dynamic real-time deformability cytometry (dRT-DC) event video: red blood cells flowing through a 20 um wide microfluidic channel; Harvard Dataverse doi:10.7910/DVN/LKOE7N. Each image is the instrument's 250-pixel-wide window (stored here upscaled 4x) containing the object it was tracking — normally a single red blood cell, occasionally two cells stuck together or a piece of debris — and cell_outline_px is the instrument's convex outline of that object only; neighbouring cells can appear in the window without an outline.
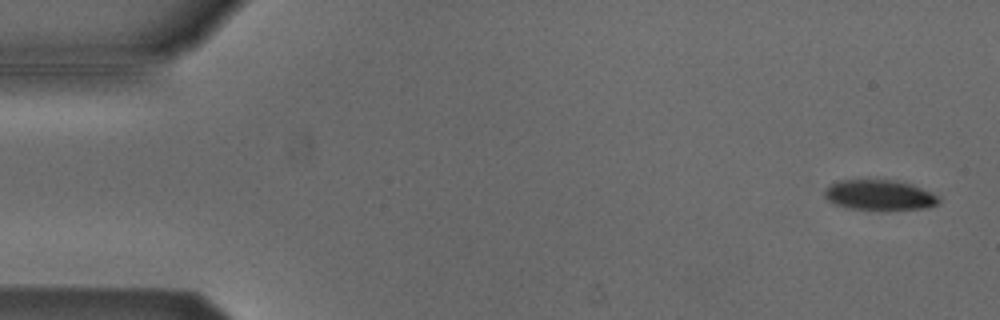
{"species": "Egyptian fruit bat (a non-hibernating species)", "species_latin": "Rousettus aegyptiacus", "temperature_condition": "cold", "stored_images_in_passage": 53, "camera_frame_rate_fps": 3000, "um_per_image_px": 0.085, "animal": {"sex": "male"}, "frame": {"image": 1, "passage_image": 2, "time_ms": 0.333, "image_size_px": [1000, 320], "cell_outline_px": [[940, 204], [928, 208], [888, 212], [876, 212], [848, 208], [832, 204], [824, 196], [824, 188], [828, 184], [840, 180], [896, 180], [912, 184], [932, 192], [940, 196]], "centroid_in_image_um": [74.78, 16.63], "position_along_channel_um": 10.2, "area_um2": 21.39}}
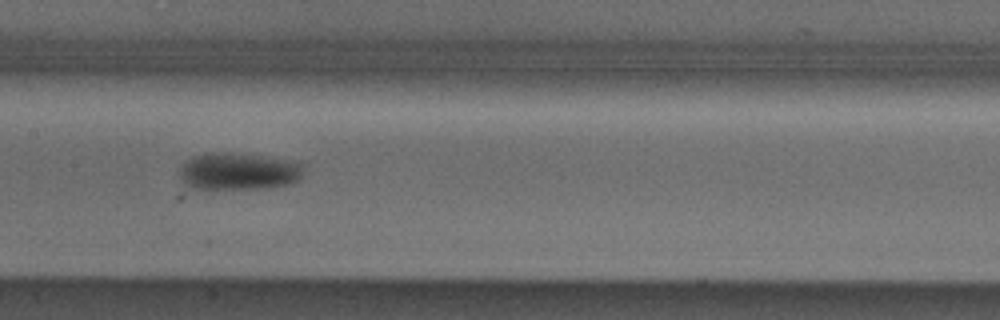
{"frame": {"image": 2, "passage_image": 26, "time_ms": 8.333, "image_size_px": [1000, 320], "cell_outline_px": [[304, 168], [300, 180], [288, 184], [264, 188], [192, 188], [184, 184], [180, 180], [180, 168], [192, 156], [260, 156], [296, 160], [304, 164]], "centroid_in_image_um": [20.37, 14.62], "position_along_channel_um": 187.0, "area_um2": 25.72}}
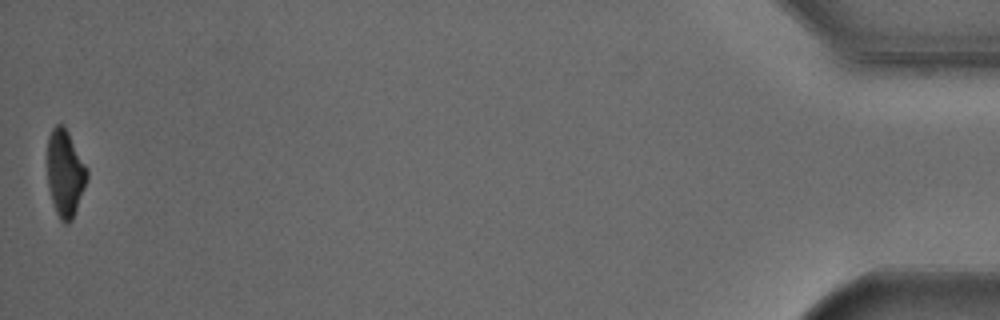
{"frame": {"image": 3, "passage_image": 53, "time_ms": 17.333, "image_size_px": [1000, 320], "cell_outline_px": [[88, 176], [72, 220], [68, 224], [64, 224], [60, 220], [56, 212], [48, 188], [48, 136], [52, 128], [56, 124], [64, 124], [88, 168]], "centroid_in_image_um": [5.54, 14.7], "position_along_channel_um": 429.7, "area_um2": 20.06}, "authors_computed_cell_mechanics": {"area_um2": 24.0448, "velocity_mm_per_s": 3.8153, "shape_relaxation_time_tau1_ms": 2.7819, "shape_relaxation_time_tau2_ms": null, "deformation_change_tau1": 0.1327, "deformation_change_tau2": null}}